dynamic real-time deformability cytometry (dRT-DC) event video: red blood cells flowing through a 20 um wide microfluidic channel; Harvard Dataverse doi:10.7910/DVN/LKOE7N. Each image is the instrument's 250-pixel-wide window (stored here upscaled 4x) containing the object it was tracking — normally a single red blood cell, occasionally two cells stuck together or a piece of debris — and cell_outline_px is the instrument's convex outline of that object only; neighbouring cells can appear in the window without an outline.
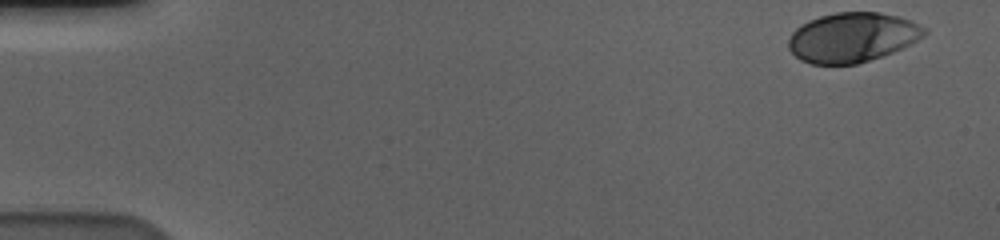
{"species": "human", "species_latin": "Homo sapiens", "temperature_condition": "cold", "stored_images_in_passage": 56, "camera_frame_rate_fps": 3000, "um_per_image_px": 0.085, "donor": {"sex": "male"}, "frame": {"image": 1, "passage_image": 1, "time_ms": 0.0, "image_size_px": [1000, 240], "cell_outline_px": [[928, 32], [924, 36], [892, 52], [856, 64], [812, 64], [800, 60], [788, 48], [788, 40], [792, 32], [800, 24], [808, 20], [820, 16], [836, 12], [880, 12], [900, 16], [912, 20], [928, 28]], "centroid_in_image_um": [72.45, 3.15], "position_along_channel_um": 12.6, "area_um2": 39.36}}
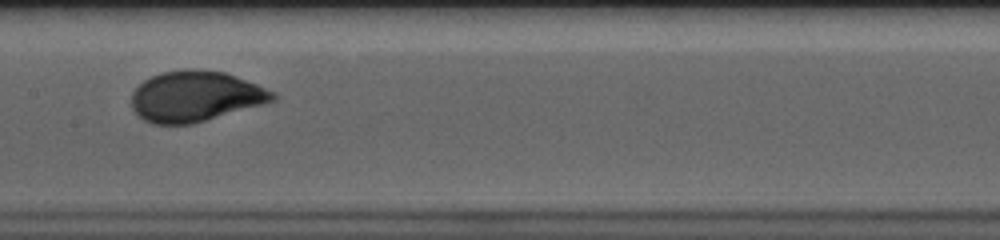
{"frame": {"image": 2, "passage_image": 28, "time_ms": 9.0, "image_size_px": [1000, 240], "cell_outline_px": [[276, 100], [192, 124], [152, 124], [144, 120], [132, 108], [132, 92], [144, 80], [152, 76], [164, 72], [188, 68], [200, 68], [224, 72], [256, 84], [272, 92], [276, 96]], "centroid_in_image_um": [16.58, 8.18], "position_along_channel_um": 190.8, "area_um2": 41.27}}
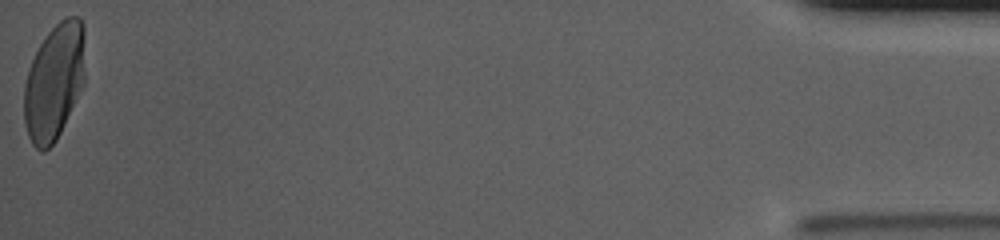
{"frame": {"image": 3, "passage_image": 56, "time_ms": 18.333, "image_size_px": [1000, 240], "cell_outline_px": [[84, 84], [56, 140], [44, 152], [40, 152], [32, 144], [28, 136], [24, 120], [24, 84], [28, 68], [44, 36], [60, 20], [68, 16], [80, 16], [84, 24]], "centroid_in_image_um": [4.6, 6.93], "position_along_channel_um": 430.6, "area_um2": 41.56}, "authors_computed_cell_mechanics": {"area_um2": 40.5178, "velocity_mm_per_s": 3.5712, "shape_relaxation_time_tau1_ms": 3.3035, "shape_relaxation_time_tau2_ms": null, "deformation_change_tau1": 0.1587, "deformation_change_tau2": null}}